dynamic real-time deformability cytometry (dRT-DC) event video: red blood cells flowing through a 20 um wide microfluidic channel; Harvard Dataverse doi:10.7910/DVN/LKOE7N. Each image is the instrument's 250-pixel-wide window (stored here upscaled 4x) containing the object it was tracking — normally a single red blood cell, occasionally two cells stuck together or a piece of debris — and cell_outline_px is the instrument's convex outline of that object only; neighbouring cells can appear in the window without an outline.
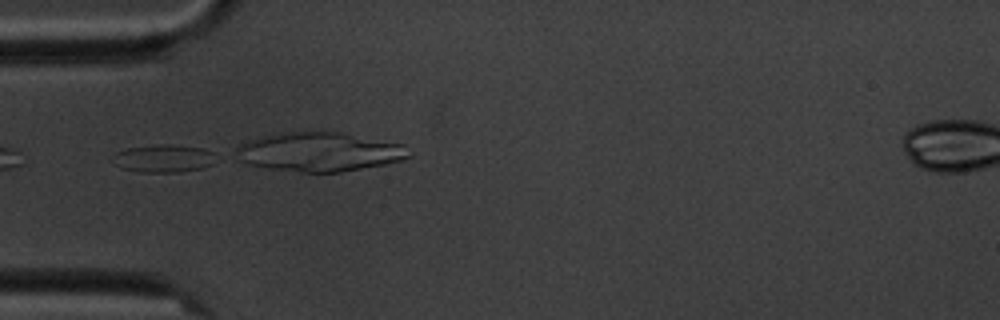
{"species": "common noctule bat (a hibernating species)", "species_latin": "Nyctalus noctula", "temperature_condition": "cold", "stored_images_in_passage": 4, "camera_frame_rate_fps": 3000, "um_per_image_px": 0.085, "animal": {"sex": "male", "body_mass_g": 20.1, "forearm_length_mm": 53.5}, "frame": {"image": 1, "passage_image": 2, "time_ms": 1.0, "image_size_px": [1000, 320], "cell_outline_px": [[212, 164], [200, 168], [180, 172], [136, 172], [120, 168], [112, 164], [112, 156], [116, 152], [124, 148], [160, 144], [172, 144], [204, 148], [212, 152]], "centroid_in_image_um": [13.79, 13.46], "position_along_channel_um": 71.2, "area_um2": 16.88}}
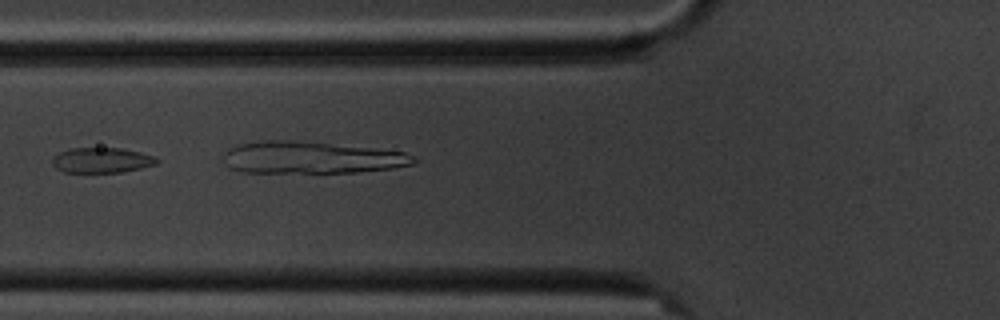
{"frame": {"image": 2, "passage_image": 3, "time_ms": 2.333, "image_size_px": [1000, 320], "cell_outline_px": [[160, 160], [156, 164], [124, 172], [64, 172], [56, 168], [52, 164], [52, 156], [60, 152], [72, 148], [120, 148], [140, 152], [156, 156]], "centroid_in_image_um": [8.65, 13.62], "position_along_channel_um": 117.1, "area_um2": 15.43}}